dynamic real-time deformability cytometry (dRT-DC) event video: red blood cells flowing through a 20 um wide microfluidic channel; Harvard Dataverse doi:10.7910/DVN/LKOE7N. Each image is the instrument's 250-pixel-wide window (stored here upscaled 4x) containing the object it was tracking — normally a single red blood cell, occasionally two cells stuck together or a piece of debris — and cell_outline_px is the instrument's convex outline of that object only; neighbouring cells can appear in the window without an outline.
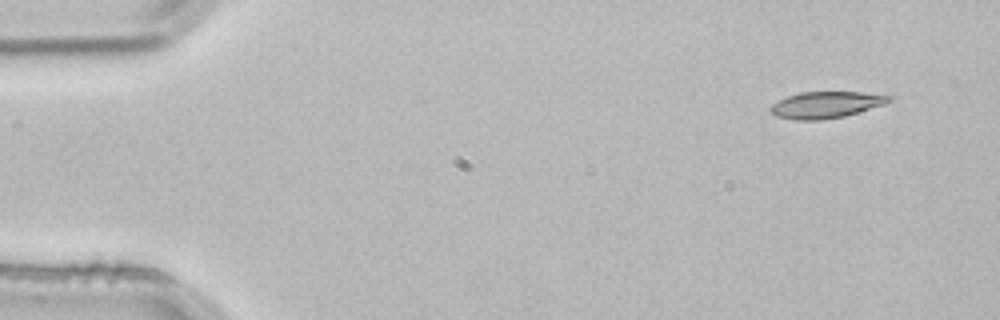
{"species": "common noctule bat (a hibernating species)", "species_latin": "Nyctalus noctula", "temperature_condition": "room temperature", "stored_images_in_passage": 4, "segment_of_instrument_passage": [1, 2], "camera_frame_rate_fps": 3000, "um_per_image_px": 0.085, "animal": {"sex": "male", "body_mass_g": 21.5, "forearm_length_mm": 52.0}, "frame": {"image": 1, "passage_image": 1, "time_ms": 0.0, "image_size_px": [1000, 320], "cell_outline_px": [[892, 100], [884, 104], [844, 116], [824, 120], [796, 120], [776, 116], [768, 108], [772, 104], [788, 96], [800, 92], [860, 92], [892, 96]], "centroid_in_image_um": [70.19, 8.91], "position_along_channel_um": 14.8, "area_um2": 18.15}}
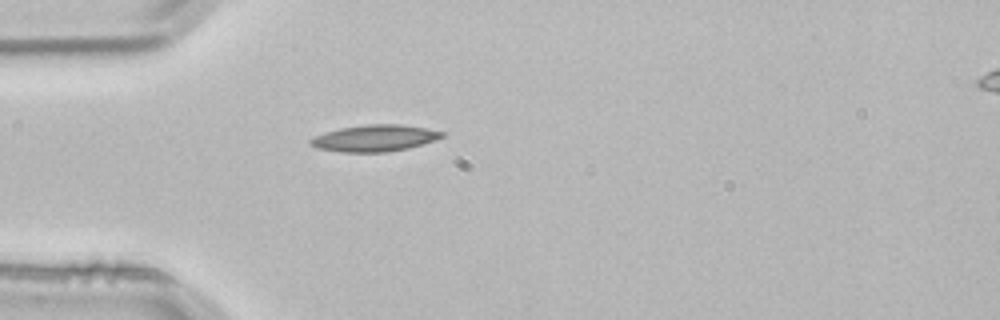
{"frame": {"image": 2, "passage_image": 3, "time_ms": 0.667, "image_size_px": [1000, 320], "cell_outline_px": [[444, 136], [408, 148], [384, 152], [340, 152], [316, 148], [308, 144], [308, 140], [312, 136], [324, 132], [340, 128], [368, 124], [400, 124], [424, 128], [444, 132]], "centroid_in_image_um": [31.74, 11.74], "position_along_channel_um": 53.3, "area_um2": 20.29}}